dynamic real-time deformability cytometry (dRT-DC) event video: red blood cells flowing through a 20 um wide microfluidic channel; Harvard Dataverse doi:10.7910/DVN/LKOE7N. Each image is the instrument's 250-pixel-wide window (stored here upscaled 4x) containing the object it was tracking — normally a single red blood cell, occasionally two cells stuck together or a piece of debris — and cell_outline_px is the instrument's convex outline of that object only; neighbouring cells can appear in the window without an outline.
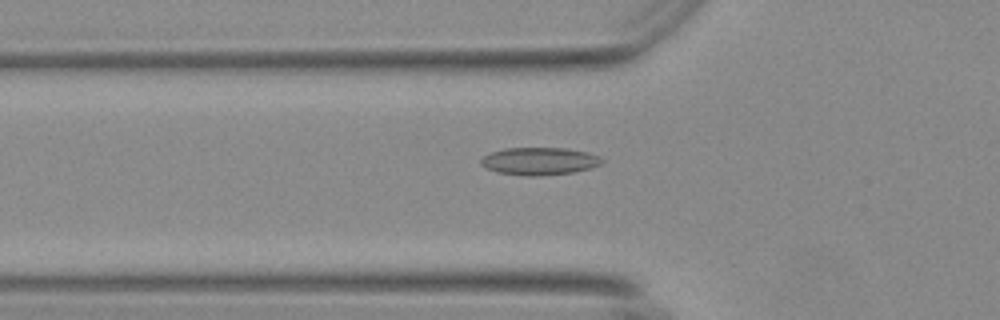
{"species": "Egyptian fruit bat (a non-hibernating species)", "species_latin": "Rousettus aegyptiacus", "temperature_condition": "warm", "stored_images_in_passage": 30, "camera_frame_rate_fps": 3000, "um_per_image_px": 0.085, "animal": {"sex": "female"}, "frame": {"image": 1, "passage_image": 18, "time_ms": 5.667, "image_size_px": [1000, 320], "cell_outline_px": [[604, 160], [600, 164], [588, 168], [572, 172], [536, 176], [528, 176], [500, 172], [488, 168], [480, 164], [480, 160], [488, 152], [504, 148], [564, 148], [588, 152], [600, 156]], "centroid_in_image_um": [45.83, 13.68], "position_along_channel_um": 80.0, "area_um2": 19.25}}
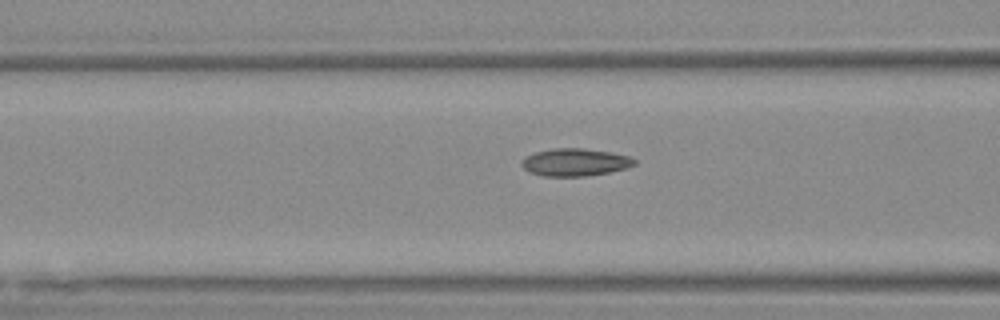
{"frame": {"image": 2, "passage_image": 21, "time_ms": 6.667, "image_size_px": [1000, 320], "cell_outline_px": [[636, 164], [624, 168], [608, 172], [584, 176], [544, 176], [528, 172], [520, 164], [520, 160], [524, 156], [536, 152], [552, 148], [584, 148], [608, 152], [628, 156], [636, 160]], "centroid_in_image_um": [48.8, 13.78], "position_along_channel_um": 117.8, "area_um2": 18.03}}
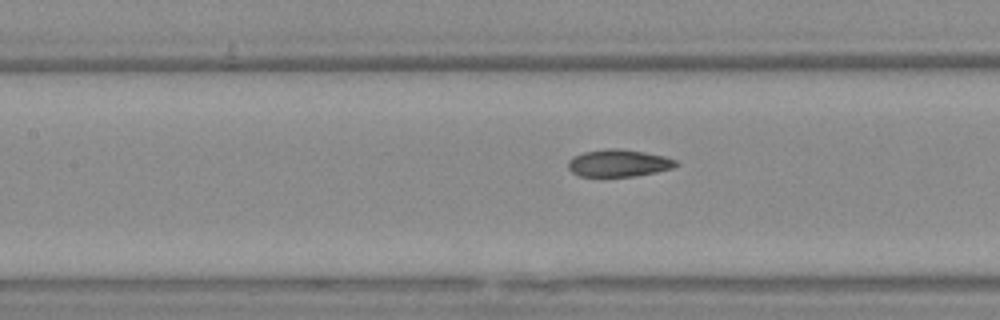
{"frame": {"image": 3, "passage_image": 24, "time_ms": 7.667, "image_size_px": [1000, 320], "cell_outline_px": [[680, 164], [672, 168], [656, 172], [632, 176], [580, 176], [572, 172], [568, 168], [568, 160], [572, 156], [584, 152], [604, 148], [620, 148], [644, 152], [664, 156], [676, 160]], "centroid_in_image_um": [52.57, 13.85], "position_along_channel_um": 154.8, "area_um2": 17.17}}